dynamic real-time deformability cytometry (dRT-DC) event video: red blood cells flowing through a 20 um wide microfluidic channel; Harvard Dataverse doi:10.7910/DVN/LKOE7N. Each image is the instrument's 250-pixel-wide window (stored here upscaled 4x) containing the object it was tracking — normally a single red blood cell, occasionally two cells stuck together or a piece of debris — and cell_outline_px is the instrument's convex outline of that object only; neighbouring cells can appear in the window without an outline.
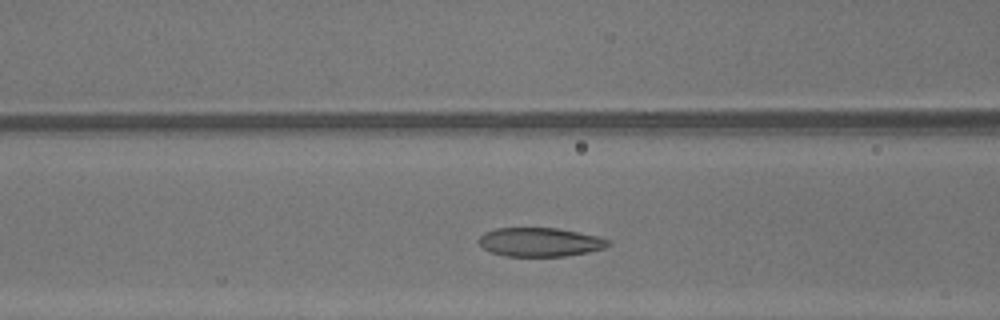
{"species": "common noctule bat (a hibernating species)", "species_latin": "Nyctalus noctula", "temperature_condition": "warm", "stored_images_in_passage": 30, "camera_frame_rate_fps": 3000, "um_per_image_px": 0.085, "animal": {"sex": "male", "body_mass_g": 13.3}, "frame": {"image": 1, "passage_image": 12, "time_ms": 3.667, "image_size_px": [1000, 320], "cell_outline_px": [[612, 244], [604, 248], [588, 252], [564, 256], [504, 256], [492, 252], [484, 248], [480, 244], [480, 236], [484, 232], [496, 228], [556, 228], [596, 236], [608, 240]], "centroid_in_image_um": [45.89, 20.58], "position_along_channel_um": 120.7, "area_um2": 21.5}}
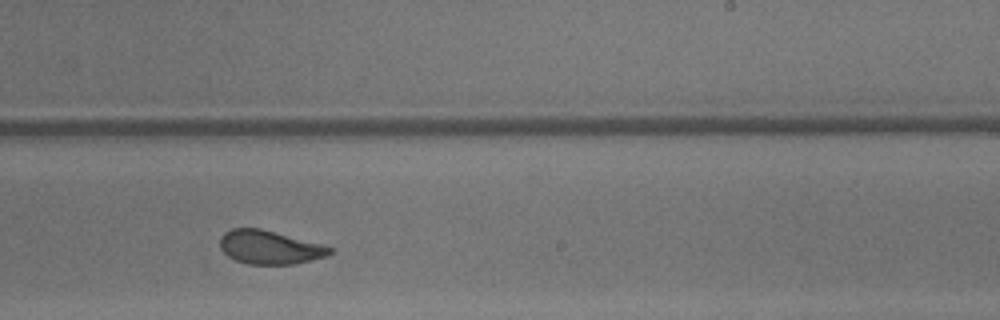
{"frame": {"image": 2, "passage_image": 22, "time_ms": 7.0, "image_size_px": [1000, 320], "cell_outline_px": [[332, 252], [328, 256], [312, 260], [292, 264], [248, 264], [236, 260], [228, 256], [220, 248], [220, 236], [224, 232], [232, 228], [260, 228], [324, 244], [332, 248]], "centroid_in_image_um": [22.93, 21.01], "position_along_channel_um": 266.1, "area_um2": 21.62}}
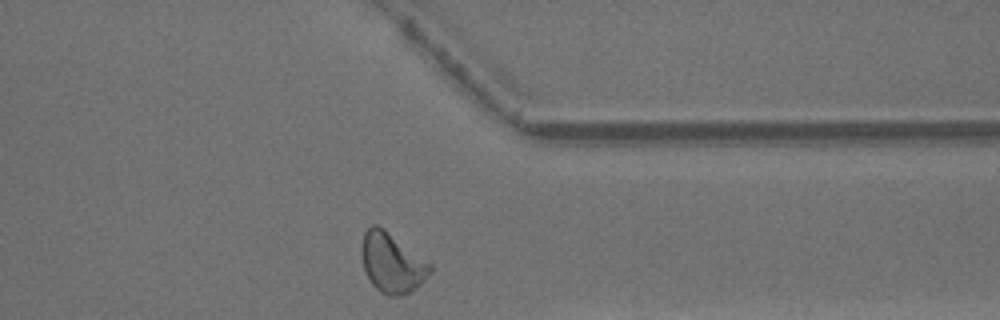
{"frame": {"image": 3, "passage_image": 30, "time_ms": 9.667, "image_size_px": [1000, 320], "cell_outline_px": [[432, 272], [420, 284], [408, 292], [400, 296], [388, 296], [380, 292], [372, 284], [364, 268], [360, 252], [360, 244], [364, 232], [372, 224], [376, 224], [384, 228], [432, 264]], "centroid_in_image_um": [33.3, 22.32], "position_along_channel_um": 378.1, "area_um2": 23.93}, "authors_computed_cell_mechanics": {"area_um2": 22.1952, "velocity_mm_per_s": 4.3663, "shape_relaxation_time_tau1_ms": 6.4445, "shape_relaxation_time_tau2_ms": 1.1421, "deformation_change_tau1": 0.1954, "deformation_change_tau2": 0.0755}}